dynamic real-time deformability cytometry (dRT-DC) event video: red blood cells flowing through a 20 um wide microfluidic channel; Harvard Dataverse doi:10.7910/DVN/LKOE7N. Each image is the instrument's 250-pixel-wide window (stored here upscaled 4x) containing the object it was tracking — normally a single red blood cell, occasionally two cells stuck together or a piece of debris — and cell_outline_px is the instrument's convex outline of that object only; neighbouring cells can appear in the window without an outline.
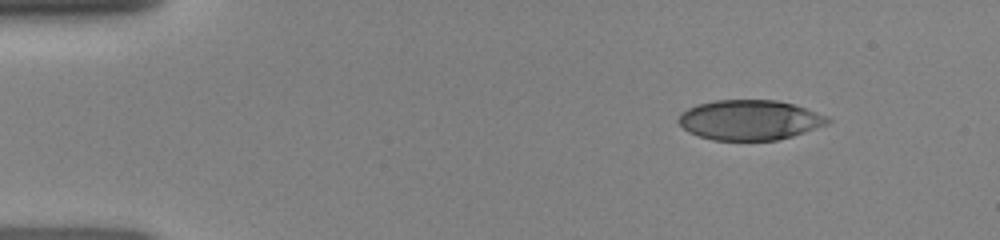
{"species": "human", "species_latin": "Homo sapiens", "temperature_condition": "room temperature", "stored_images_in_passage": 7, "camera_frame_rate_fps": 3000, "um_per_image_px": 0.085, "donor": {"sex": "female"}, "frame": {"image": 1, "passage_image": 1, "time_ms": 0.0, "image_size_px": [1000, 240], "cell_outline_px": [[832, 120], [828, 124], [792, 136], [776, 140], [712, 140], [688, 132], [676, 120], [680, 112], [696, 104], [716, 100], [776, 100], [792, 104], [828, 116]], "centroid_in_image_um": [63.69, 10.2], "position_along_channel_um": 21.3, "area_um2": 34.8}}
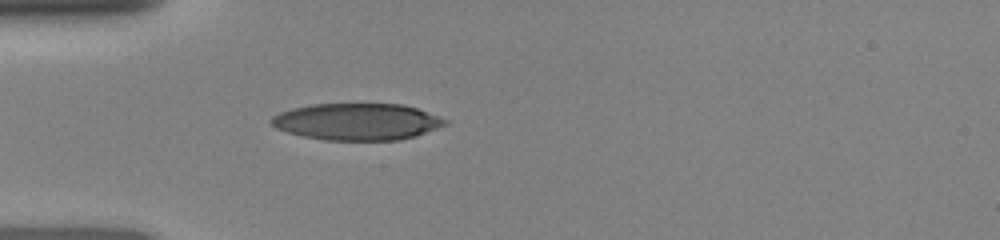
{"frame": {"image": 2, "passage_image": 7, "time_ms": 2.667, "image_size_px": [1000, 240], "cell_outline_px": [[448, 124], [416, 136], [400, 140], [324, 140], [304, 136], [288, 132], [276, 128], [268, 124], [268, 120], [272, 116], [280, 112], [292, 108], [312, 104], [400, 104], [416, 108], [448, 120]], "centroid_in_image_um": [30.32, 10.35], "position_along_channel_um": 54.7, "area_um2": 37.28}}